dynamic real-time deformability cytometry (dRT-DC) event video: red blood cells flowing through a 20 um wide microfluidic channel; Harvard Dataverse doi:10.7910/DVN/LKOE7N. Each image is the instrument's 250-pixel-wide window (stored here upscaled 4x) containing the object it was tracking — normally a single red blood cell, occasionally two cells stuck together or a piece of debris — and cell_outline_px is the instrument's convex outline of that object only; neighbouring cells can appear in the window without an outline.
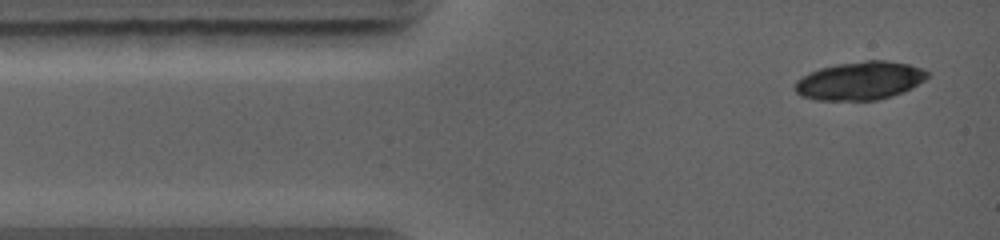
{"species": "common noctule bat (a hibernating species)", "species_latin": "Nyctalus noctula", "temperature_condition": "warm", "stored_images_in_passage": 4, "camera_frame_rate_fps": 5000, "um_per_image_px": 0.085, "animal": {"sex": "female", "body_mass_g": 19.0, "forearm_length_mm": 56.7}, "frame": {"image": 1, "passage_image": 1, "time_ms": 0.0, "image_size_px": [1000, 240], "cell_outline_px": [[928, 76], [924, 80], [912, 88], [904, 92], [892, 96], [876, 100], [816, 100], [800, 96], [796, 92], [796, 80], [808, 72], [820, 68], [836, 64], [864, 60], [884, 60], [908, 64], [924, 68], [928, 72]], "centroid_in_image_um": [73.1, 6.86], "position_along_channel_um": 11.9, "area_um2": 29.71}}